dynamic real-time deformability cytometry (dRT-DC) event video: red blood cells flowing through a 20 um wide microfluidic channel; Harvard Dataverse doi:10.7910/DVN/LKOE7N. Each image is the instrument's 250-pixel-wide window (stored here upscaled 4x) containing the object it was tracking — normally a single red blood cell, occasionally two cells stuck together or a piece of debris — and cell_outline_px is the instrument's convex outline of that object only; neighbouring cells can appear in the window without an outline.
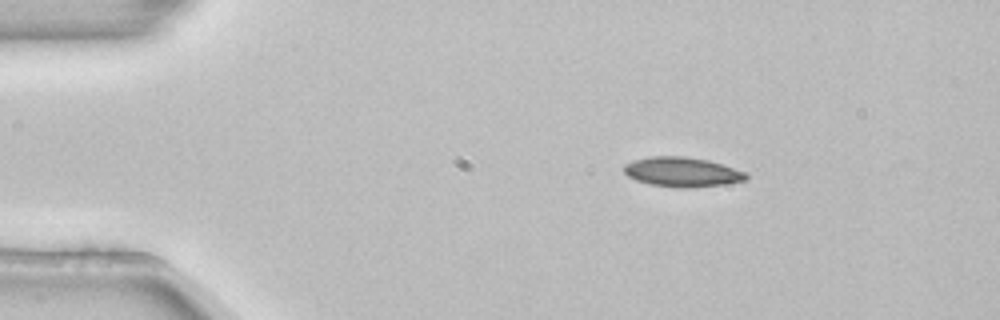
{"species": "common noctule bat (a hibernating species)", "species_latin": "Nyctalus noctula", "temperature_condition": "room temperature", "stored_images_in_passage": 3, "camera_frame_rate_fps": 3000, "um_per_image_px": 0.085, "animal": {"sex": "female", "body_mass_g": 22.7, "forearm_length_mm": 54.2}, "frame": {"image": 1, "passage_image": 1, "time_ms": 0.0, "image_size_px": [1000, 320], "cell_outline_px": [[748, 180], [724, 184], [684, 188], [652, 184], [636, 180], [628, 176], [624, 172], [624, 164], [632, 160], [648, 156], [684, 156], [708, 160], [748, 172]], "centroid_in_image_um": [58.0, 14.6], "position_along_channel_um": 27.0, "area_um2": 21.1}}
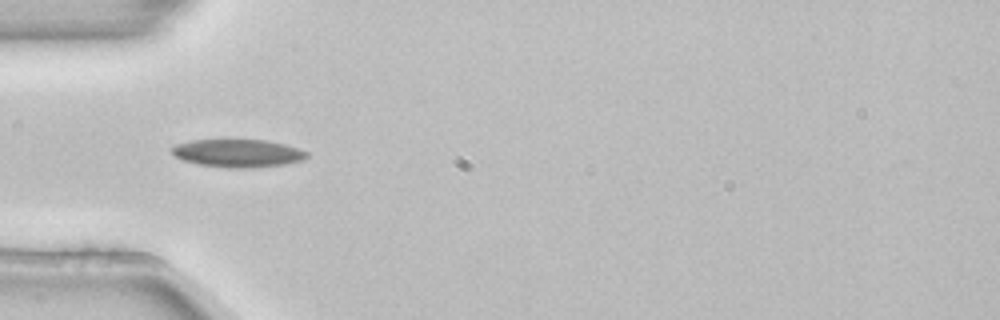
{"frame": {"image": 2, "passage_image": 3, "time_ms": 0.667, "image_size_px": [1000, 320], "cell_outline_px": [[308, 156], [300, 160], [284, 164], [252, 168], [228, 168], [200, 164], [184, 160], [176, 156], [172, 152], [172, 148], [176, 144], [192, 140], [264, 140], [284, 144], [300, 148], [308, 152]], "centroid_in_image_um": [20.24, 13.02], "position_along_channel_um": 64.8, "area_um2": 21.73}}